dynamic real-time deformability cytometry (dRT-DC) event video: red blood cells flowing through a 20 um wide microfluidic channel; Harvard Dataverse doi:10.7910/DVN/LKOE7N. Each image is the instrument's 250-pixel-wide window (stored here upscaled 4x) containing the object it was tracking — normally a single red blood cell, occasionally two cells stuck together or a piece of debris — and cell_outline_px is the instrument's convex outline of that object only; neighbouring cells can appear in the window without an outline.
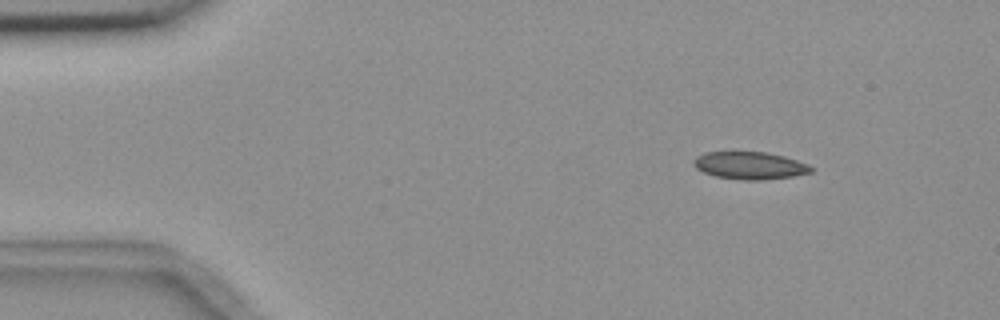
{"species": "common noctule bat (a hibernating species)", "species_latin": "Nyctalus noctula", "temperature_condition": "room temperature", "stored_images_in_passage": 9, "camera_frame_rate_fps": 3000, "um_per_image_px": 0.085, "animal": {"sex": "female", "body_mass_g": 18.4}, "frame": {"image": 1, "passage_image": 1, "time_ms": 0.0, "image_size_px": [1000, 320], "cell_outline_px": [[812, 172], [792, 176], [760, 180], [744, 180], [716, 176], [704, 172], [696, 168], [692, 164], [692, 160], [696, 156], [704, 152], [764, 152], [784, 156], [808, 164], [812, 168]], "centroid_in_image_um": [63.69, 14.06], "position_along_channel_um": 21.3, "area_um2": 18.67}}
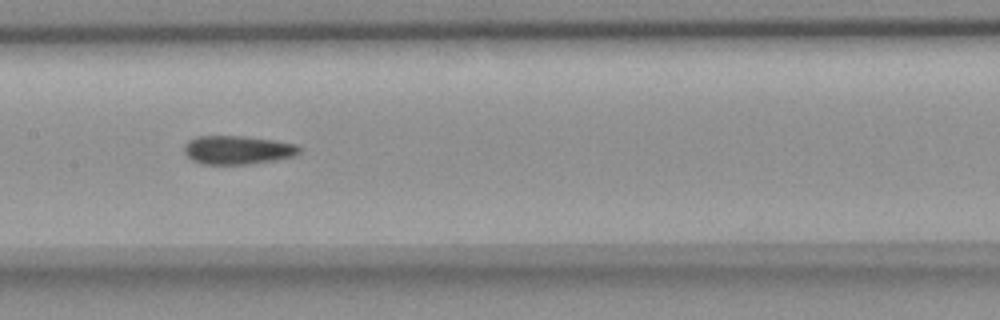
{"frame": {"image": 2, "passage_image": 7, "time_ms": 6.667, "image_size_px": [1000, 320], "cell_outline_px": [[300, 152], [296, 156], [276, 160], [248, 164], [204, 164], [192, 160], [184, 152], [184, 144], [188, 140], [196, 136], [240, 136], [272, 140], [296, 144], [300, 148]], "centroid_in_image_um": [20.19, 12.75], "position_along_channel_um": 187.2, "area_um2": 19.19}}
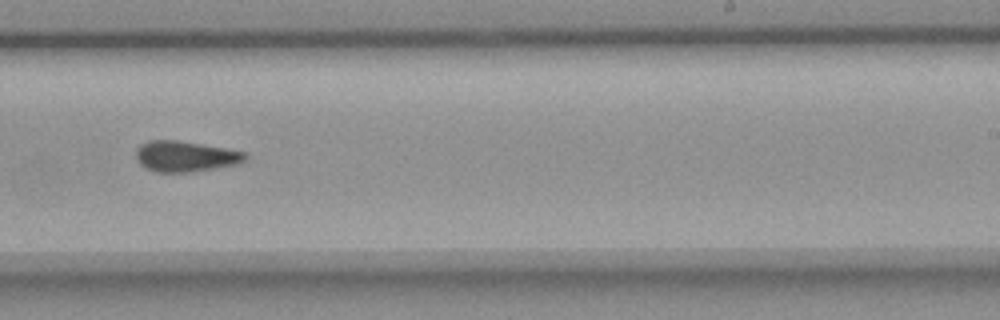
{"frame": {"image": 3, "passage_image": 9, "time_ms": 9.0, "image_size_px": [1000, 320], "cell_outline_px": [[248, 156], [244, 160], [236, 164], [188, 172], [156, 172], [140, 164], [136, 160], [136, 148], [140, 144], [152, 140], [176, 140], [224, 148], [244, 152]], "centroid_in_image_um": [15.7, 13.28], "position_along_channel_um": 273.3, "area_um2": 19.19}}